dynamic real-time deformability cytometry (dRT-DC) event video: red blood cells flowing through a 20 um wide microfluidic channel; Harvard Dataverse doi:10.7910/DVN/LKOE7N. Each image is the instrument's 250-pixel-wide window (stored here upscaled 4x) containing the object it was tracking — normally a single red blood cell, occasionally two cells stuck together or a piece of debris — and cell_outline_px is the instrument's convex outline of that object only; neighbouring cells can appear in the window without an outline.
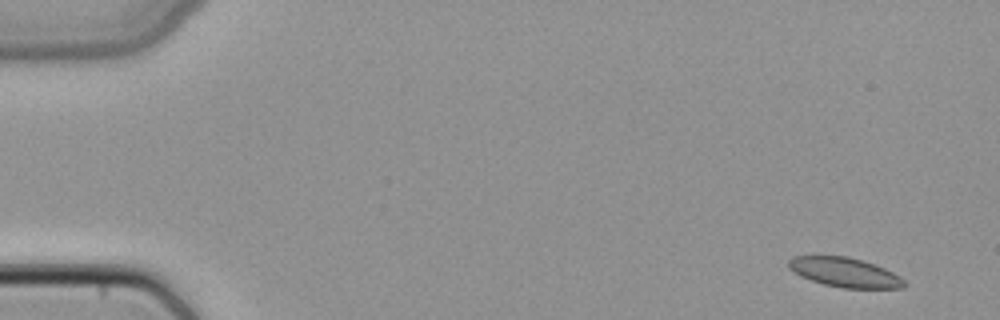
{"species": "common noctule bat (a hibernating species)", "species_latin": "Nyctalus noctula", "temperature_condition": "cold", "stored_images_in_passage": 4, "camera_frame_rate_fps": 3000, "um_per_image_px": 0.085, "animal": {"sex": "female", "body_mass_g": 22.7, "forearm_length_mm": 54.2}, "frame": {"image": 1, "passage_image": 1, "time_ms": 0.0, "image_size_px": [1000, 320], "cell_outline_px": [[908, 284], [904, 288], [844, 288], [824, 284], [800, 276], [788, 268], [788, 260], [792, 256], [848, 256], [864, 260], [884, 268], [900, 276]], "centroid_in_image_um": [71.82, 23.14], "position_along_channel_um": 13.2, "area_um2": 19.94}}
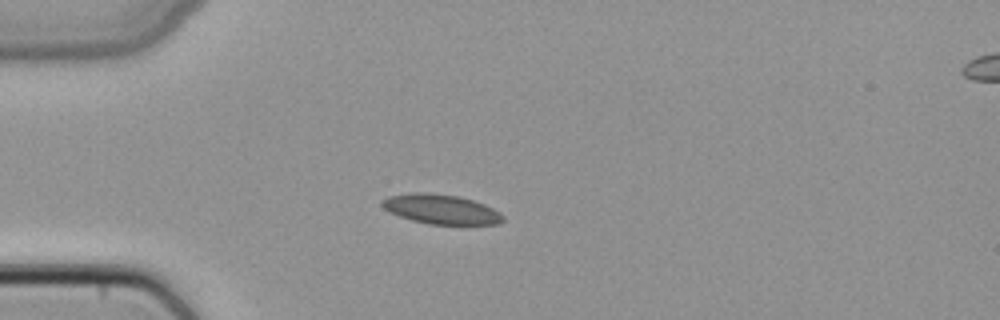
{"frame": {"image": 2, "passage_image": 4, "time_ms": 1.0, "image_size_px": [1000, 320], "cell_outline_px": [[504, 220], [496, 224], [428, 224], [412, 220], [400, 216], [384, 208], [380, 204], [380, 200], [388, 196], [408, 192], [424, 192], [460, 196], [484, 204], [500, 212], [504, 216]], "centroid_in_image_um": [37.47, 17.77], "position_along_channel_um": 47.5, "area_um2": 20.87}}